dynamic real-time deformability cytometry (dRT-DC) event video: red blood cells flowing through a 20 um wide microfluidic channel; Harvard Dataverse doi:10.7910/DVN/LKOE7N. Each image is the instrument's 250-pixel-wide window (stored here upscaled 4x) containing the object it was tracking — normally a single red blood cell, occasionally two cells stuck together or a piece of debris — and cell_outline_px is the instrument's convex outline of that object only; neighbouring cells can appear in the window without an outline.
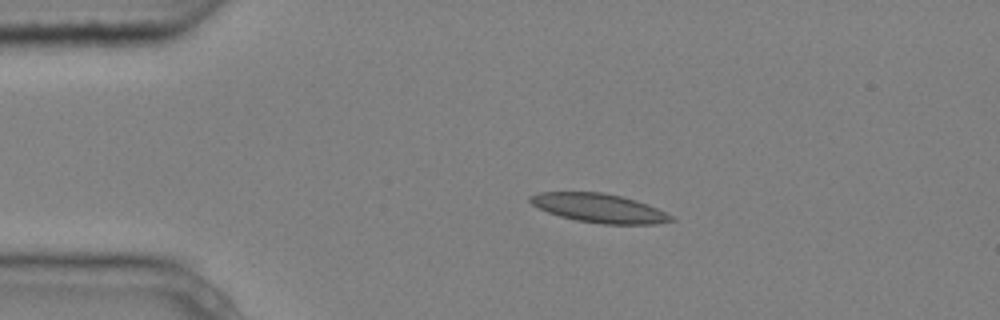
{"species": "common noctule bat (a hibernating species)", "species_latin": "Nyctalus noctula", "temperature_condition": "cold", "stored_images_in_passage": 3, "camera_frame_rate_fps": 3000, "um_per_image_px": 0.085, "animal": {"sex": "male", "body_mass_g": 20.4}, "frame": {"image": 1, "passage_image": 2, "time_ms": 0.333, "image_size_px": [1000, 320], "cell_outline_px": [[676, 220], [656, 224], [604, 224], [576, 220], [560, 216], [548, 212], [532, 204], [528, 200], [528, 196], [540, 192], [600, 192], [620, 196], [636, 200], [648, 204], [672, 216]], "centroid_in_image_um": [50.92, 17.69], "position_along_channel_um": 34.1, "area_um2": 23.58}}